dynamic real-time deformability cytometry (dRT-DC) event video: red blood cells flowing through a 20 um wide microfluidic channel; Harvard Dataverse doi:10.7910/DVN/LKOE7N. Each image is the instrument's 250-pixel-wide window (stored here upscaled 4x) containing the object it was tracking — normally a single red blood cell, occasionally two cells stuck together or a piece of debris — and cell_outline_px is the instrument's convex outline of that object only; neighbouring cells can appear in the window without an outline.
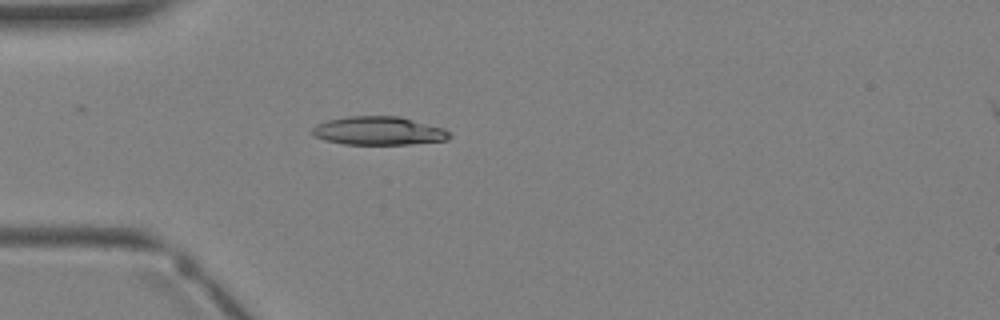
{"species": "Egyptian fruit bat (a non-hibernating species)", "species_latin": "Rousettus aegyptiacus", "temperature_condition": "warm", "stored_images_in_passage": 2, "camera_frame_rate_fps": 3000, "um_per_image_px": 0.085, "animal": {"sex": "female"}, "frame": {"image": 1, "passage_image": 2, "time_ms": 2.0, "image_size_px": [1000, 320], "cell_outline_px": [[452, 136], [448, 140], [408, 144], [344, 144], [324, 140], [312, 136], [312, 128], [316, 124], [328, 120], [348, 116], [400, 116], [444, 128]], "centroid_in_image_um": [32.17, 11.12], "position_along_channel_um": 52.8, "area_um2": 22.83}}